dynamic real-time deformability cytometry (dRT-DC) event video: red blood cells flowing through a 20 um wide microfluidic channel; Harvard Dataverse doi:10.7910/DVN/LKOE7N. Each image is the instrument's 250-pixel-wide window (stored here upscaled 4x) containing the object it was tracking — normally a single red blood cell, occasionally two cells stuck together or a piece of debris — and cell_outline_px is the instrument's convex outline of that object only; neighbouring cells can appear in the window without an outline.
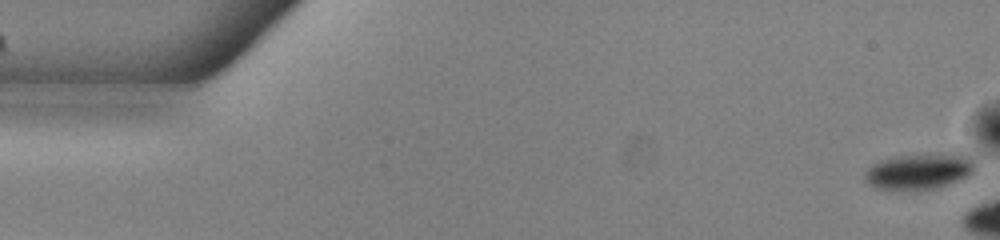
{"species": "common noctule bat (a hibernating species)", "species_latin": "Nyctalus noctula", "temperature_condition": "warm", "stored_images_in_passage": 23, "camera_frame_rate_fps": 3000, "um_per_image_px": 0.085, "animal": {"sex": "male", "body_mass_g": 13.0, "forearm_length_mm": 53.1}, "frame": {"image": 1, "passage_image": 1, "time_ms": 0.0, "image_size_px": [1000, 240], "cell_outline_px": [[976, 168], [972, 172], [956, 180], [936, 188], [912, 192], [896, 192], [872, 188], [864, 180], [864, 172], [872, 164], [880, 160], [900, 156], [956, 152], [968, 156], [976, 164]], "centroid_in_image_um": [78.04, 14.6], "position_along_channel_um": 7.0, "area_um2": 23.76}}
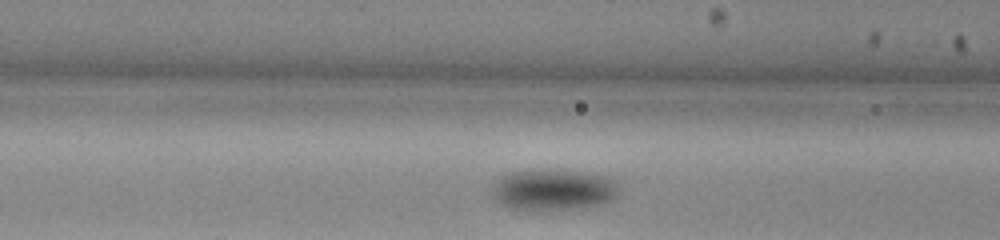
{"frame": {"image": 2, "passage_image": 21, "time_ms": 6.667, "image_size_px": [1000, 240], "cell_outline_px": [[616, 196], [612, 200], [588, 208], [540, 212], [512, 208], [500, 204], [492, 196], [492, 192], [496, 180], [508, 172], [584, 172], [608, 176], [616, 180]], "centroid_in_image_um": [47.04, 16.2], "position_along_channel_um": 119.6, "area_um2": 30.29}}